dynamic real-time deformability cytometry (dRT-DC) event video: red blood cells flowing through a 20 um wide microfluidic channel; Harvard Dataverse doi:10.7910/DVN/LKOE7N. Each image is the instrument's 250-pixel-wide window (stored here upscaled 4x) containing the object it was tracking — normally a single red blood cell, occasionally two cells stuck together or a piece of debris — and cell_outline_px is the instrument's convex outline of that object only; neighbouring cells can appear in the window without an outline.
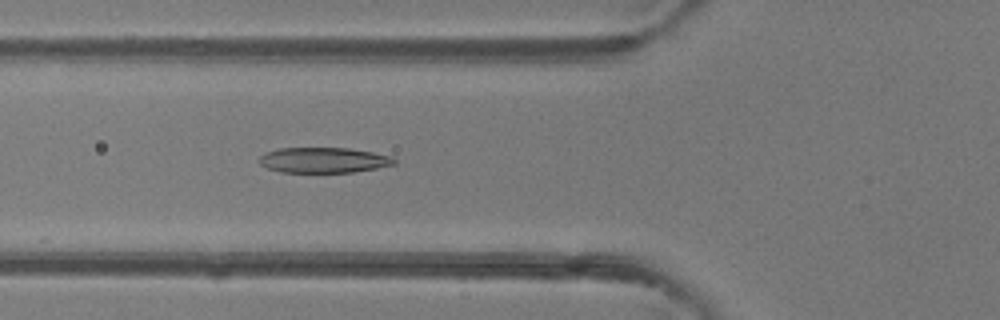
{"species": "common noctule bat (a hibernating species)", "species_latin": "Nyctalus noctula", "temperature_condition": "room temperature", "stored_images_in_passage": 37, "camera_frame_rate_fps": 3000, "um_per_image_px": 0.085, "animal": {"sex": "female"}, "frame": {"image": 1, "passage_image": 6, "time_ms": 1.667, "image_size_px": [1000, 320], "cell_outline_px": [[396, 164], [376, 168], [352, 172], [280, 172], [268, 168], [260, 164], [260, 156], [264, 152], [280, 148], [348, 148], [372, 152], [392, 156], [396, 160]], "centroid_in_image_um": [27.51, 13.6], "position_along_channel_um": 98.3, "area_um2": 19.94}}
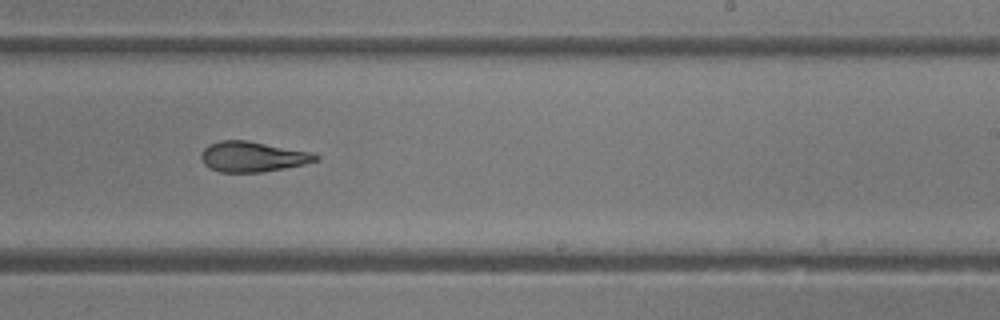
{"frame": {"image": 2, "passage_image": 18, "time_ms": 5.667, "image_size_px": [1000, 320], "cell_outline_px": [[320, 160], [304, 164], [284, 168], [260, 172], [220, 172], [204, 164], [200, 156], [200, 152], [208, 144], [220, 140], [248, 140], [312, 152], [320, 156]], "centroid_in_image_um": [21.48, 13.3], "position_along_channel_um": 267.5, "area_um2": 20.35}}
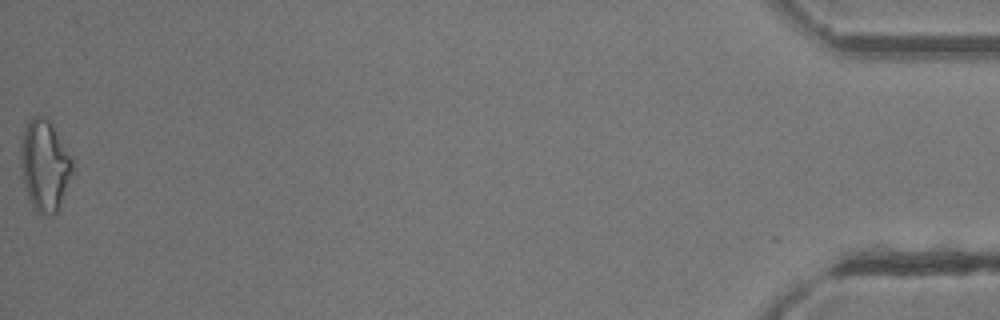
{"frame": {"image": 3, "passage_image": 37, "time_ms": 12.0, "image_size_px": [1000, 320], "cell_outline_px": [[76, 172], [56, 212], [52, 216], [48, 216], [36, 212], [28, 200], [24, 184], [20, 164], [20, 144], [28, 120], [32, 116], [40, 116], [48, 120], [52, 124], [72, 156]], "centroid_in_image_um": [3.83, 14.1], "position_along_channel_um": 431.4, "area_um2": 28.15}, "authors_computed_cell_mechanics": {"area_um2": 20.8658, "velocity_mm_per_s": 4.2221, "shape_relaxation_time_tau1_ms": 9.4511, "shape_relaxation_time_tau2_ms": 1.8485, "deformation_change_tau1": 0.2592, "deformation_change_tau2": 0.1025}}